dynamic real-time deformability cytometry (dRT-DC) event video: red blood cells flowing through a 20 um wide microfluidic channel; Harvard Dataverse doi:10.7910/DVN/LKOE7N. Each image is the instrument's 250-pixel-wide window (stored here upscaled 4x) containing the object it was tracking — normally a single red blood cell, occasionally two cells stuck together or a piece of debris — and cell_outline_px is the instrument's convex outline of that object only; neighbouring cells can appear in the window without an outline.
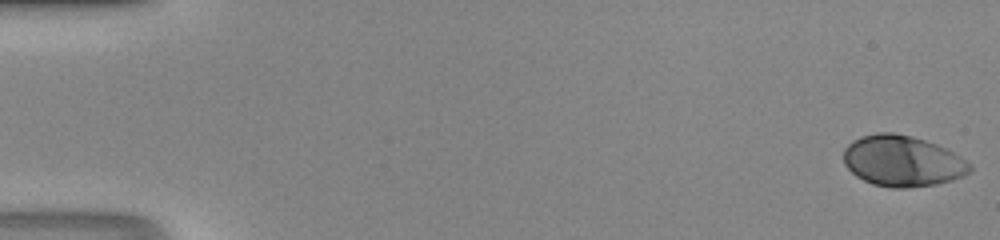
{"species": "human", "species_latin": "Homo sapiens", "temperature_condition": "room temperature", "stored_images_in_passage": 39, "camera_frame_rate_fps": 3000, "um_per_image_px": 0.085, "donor": {"sex": "male"}, "frame": {"image": 1, "passage_image": 1, "time_ms": 0.0, "image_size_px": [1000, 240], "cell_outline_px": [[972, 172], [964, 176], [952, 180], [936, 184], [908, 188], [892, 188], [872, 184], [856, 176], [844, 164], [844, 148], [852, 140], [860, 136], [876, 132], [892, 132], [912, 136], [936, 144], [952, 152], [972, 164]], "centroid_in_image_um": [76.7, 13.69], "position_along_channel_um": 8.3, "area_um2": 37.69}}
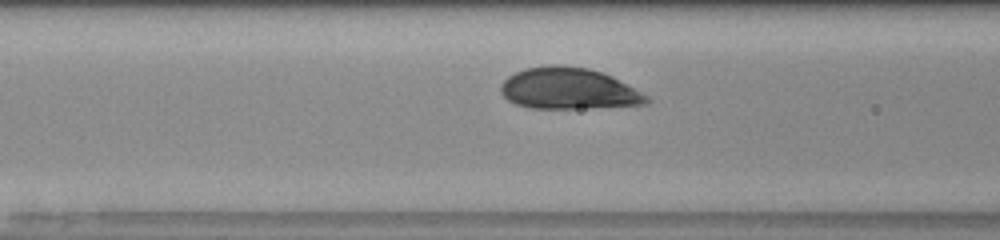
{"frame": {"image": 2, "passage_image": 21, "time_ms": 6.667, "image_size_px": [1000, 240], "cell_outline_px": [[652, 100], [648, 104], [576, 108], [528, 108], [516, 104], [508, 100], [500, 92], [500, 84], [508, 76], [524, 68], [548, 64], [556, 64], [588, 68], [604, 72], [612, 76], [648, 96]], "centroid_in_image_um": [48.3, 7.52], "position_along_channel_um": 118.3, "area_um2": 35.26}}
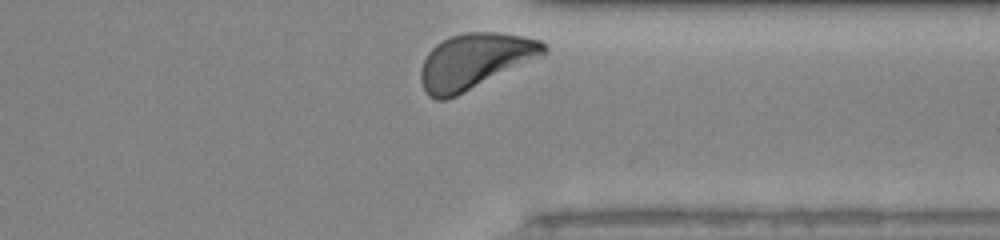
{"frame": {"image": 3, "passage_image": 39, "time_ms": 12.667, "image_size_px": [1000, 240], "cell_outline_px": [[548, 52], [448, 100], [436, 100], [428, 96], [424, 92], [420, 80], [420, 72], [424, 60], [428, 52], [436, 44], [452, 36], [468, 32], [496, 32], [520, 36], [540, 40], [548, 48]], "centroid_in_image_um": [40.3, 5.21], "position_along_channel_um": 371.1, "area_um2": 39.19}}